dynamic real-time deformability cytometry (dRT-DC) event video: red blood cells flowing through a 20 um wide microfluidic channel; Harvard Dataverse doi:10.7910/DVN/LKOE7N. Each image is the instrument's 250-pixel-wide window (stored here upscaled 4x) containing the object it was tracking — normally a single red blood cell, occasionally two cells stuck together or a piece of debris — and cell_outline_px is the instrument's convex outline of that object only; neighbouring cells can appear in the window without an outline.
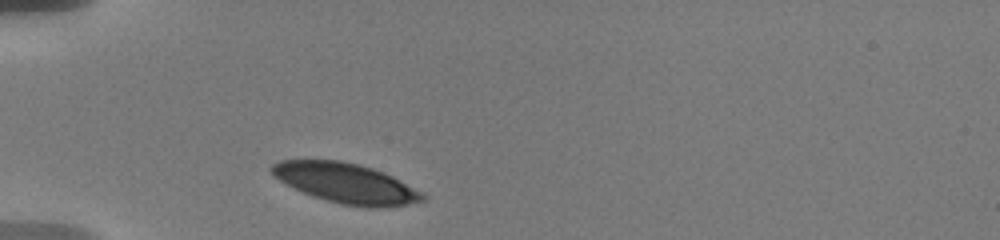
{"species": "human", "species_latin": "Homo sapiens", "temperature_condition": "warm", "stored_images_in_passage": 10, "camera_frame_rate_fps": 3000, "um_per_image_px": 0.085, "donor": {"sex": "male"}, "frame": {"image": 1, "passage_image": 1, "time_ms": 0.0, "image_size_px": [1000, 240], "cell_outline_px": [[424, 200], [404, 204], [380, 208], [368, 208], [344, 204], [312, 196], [272, 176], [268, 168], [272, 164], [280, 160], [340, 160], [372, 168], [392, 176], [420, 192], [424, 196]], "centroid_in_image_um": [29.34, 15.56], "position_along_channel_um": 55.7, "area_um2": 34.51}}
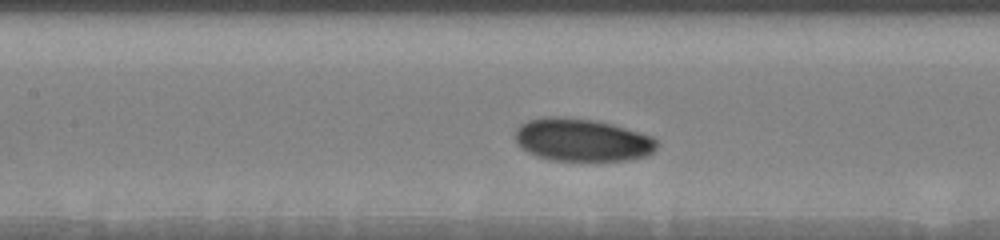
{"frame": {"image": 2, "passage_image": 6, "time_ms": 3.333, "image_size_px": [1000, 240], "cell_outline_px": [[656, 148], [648, 156], [628, 160], [548, 160], [536, 156], [520, 148], [516, 144], [516, 128], [520, 124], [528, 120], [544, 116], [560, 116], [592, 120], [612, 124], [652, 136], [656, 140]], "centroid_in_image_um": [49.43, 11.89], "position_along_channel_um": 158.0, "area_um2": 35.37}}
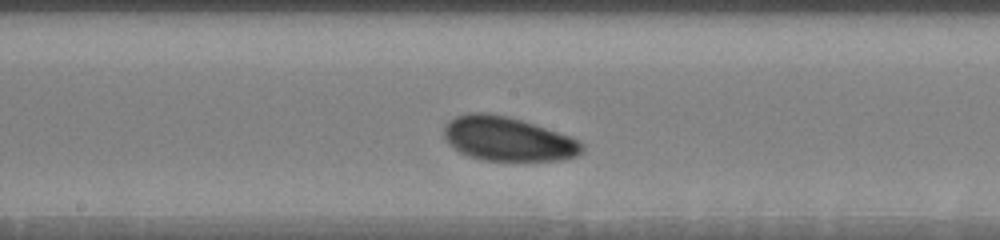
{"frame": {"image": 3, "passage_image": 9, "time_ms": 4.667, "image_size_px": [1000, 240], "cell_outline_px": [[584, 152], [576, 156], [564, 160], [484, 160], [468, 156], [460, 152], [444, 136], [444, 128], [448, 120], [456, 116], [468, 112], [488, 112], [508, 116], [568, 136], [584, 144]], "centroid_in_image_um": [43.15, 11.8], "position_along_channel_um": 205.0, "area_um2": 35.14}}